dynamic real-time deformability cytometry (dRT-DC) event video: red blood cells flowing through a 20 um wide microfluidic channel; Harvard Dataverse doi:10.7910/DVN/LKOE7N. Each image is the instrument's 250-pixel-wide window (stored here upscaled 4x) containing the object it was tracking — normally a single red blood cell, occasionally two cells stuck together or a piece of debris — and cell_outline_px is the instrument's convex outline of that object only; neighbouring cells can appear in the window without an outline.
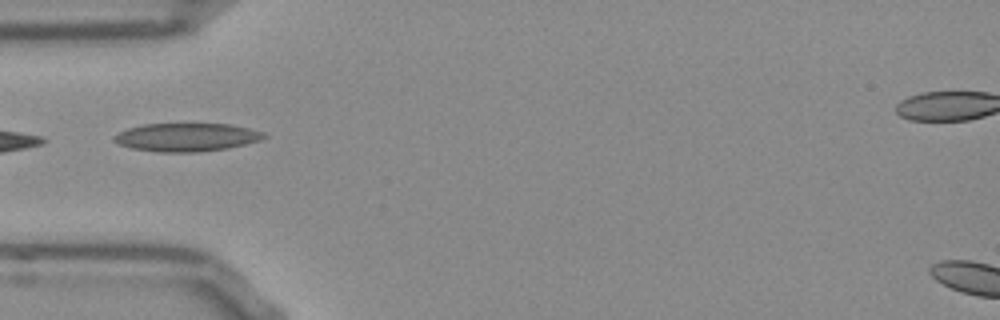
{"species": "Egyptian fruit bat (a non-hibernating species)", "species_latin": "Rousettus aegyptiacus", "temperature_condition": "room temperature", "stored_images_in_passage": 8, "camera_frame_rate_fps": 3000, "um_per_image_px": 0.085, "frame": {"image": 1, "passage_image": 1, "time_ms": 0.0, "image_size_px": [1000, 320], "cell_outline_px": [[268, 136], [260, 140], [228, 148], [196, 152], [160, 152], [132, 148], [120, 144], [112, 140], [112, 136], [128, 128], [144, 124], [232, 124], [264, 132]], "centroid_in_image_um": [15.86, 11.66], "position_along_channel_um": 69.1, "area_um2": 24.57}}